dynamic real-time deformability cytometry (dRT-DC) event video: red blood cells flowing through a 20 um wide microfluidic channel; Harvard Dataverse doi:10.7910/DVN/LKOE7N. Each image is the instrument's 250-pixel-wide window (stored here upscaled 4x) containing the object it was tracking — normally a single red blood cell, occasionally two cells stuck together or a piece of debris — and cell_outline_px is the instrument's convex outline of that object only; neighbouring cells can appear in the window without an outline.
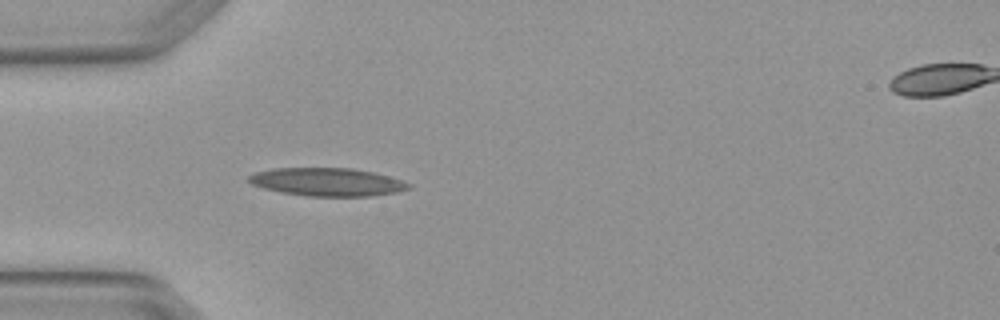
{"species": "Egyptian fruit bat (a non-hibernating species)", "species_latin": "Rousettus aegyptiacus", "temperature_condition": "warm", "stored_images_in_passage": 5, "segment_of_instrument_passage": [1, 2], "camera_frame_rate_fps": 3000, "um_per_image_px": 0.085, "animal": {"sex": "female"}, "frame": {"image": 1, "passage_image": 4, "time_ms": 1.0, "image_size_px": [1000, 320], "cell_outline_px": [[412, 188], [396, 192], [368, 196], [308, 196], [280, 192], [264, 188], [252, 184], [248, 180], [248, 176], [256, 172], [272, 168], [352, 168], [372, 172], [388, 176], [412, 184]], "centroid_in_image_um": [27.81, 15.46], "position_along_channel_um": 57.2, "area_um2": 26.07}}